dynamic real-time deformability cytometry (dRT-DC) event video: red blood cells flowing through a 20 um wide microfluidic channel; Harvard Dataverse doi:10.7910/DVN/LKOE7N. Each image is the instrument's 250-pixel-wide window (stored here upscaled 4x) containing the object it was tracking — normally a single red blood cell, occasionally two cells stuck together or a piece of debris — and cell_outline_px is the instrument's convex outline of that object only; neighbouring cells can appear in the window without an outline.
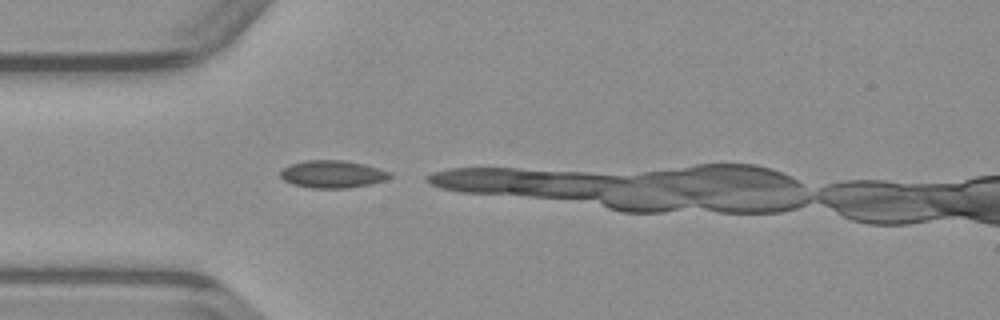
{"species": "common noctule bat (a hibernating species)", "species_latin": "Nyctalus noctula", "temperature_condition": "warm", "stored_images_in_passage": 4, "camera_frame_rate_fps": 3000, "um_per_image_px": 0.085, "animal": {"sex": "male", "body_mass_g": 23.1, "forearm_length_mm": 52.7}, "frame": {"image": 1, "passage_image": 1, "time_ms": 0.0, "image_size_px": [1000, 320], "cell_outline_px": [[392, 176], [384, 180], [372, 184], [348, 188], [312, 188], [292, 184], [284, 180], [280, 176], [280, 172], [284, 168], [292, 164], [304, 160], [344, 160], [364, 164], [392, 172]], "centroid_in_image_um": [28.28, 14.8], "position_along_channel_um": 56.7, "area_um2": 17.57}}